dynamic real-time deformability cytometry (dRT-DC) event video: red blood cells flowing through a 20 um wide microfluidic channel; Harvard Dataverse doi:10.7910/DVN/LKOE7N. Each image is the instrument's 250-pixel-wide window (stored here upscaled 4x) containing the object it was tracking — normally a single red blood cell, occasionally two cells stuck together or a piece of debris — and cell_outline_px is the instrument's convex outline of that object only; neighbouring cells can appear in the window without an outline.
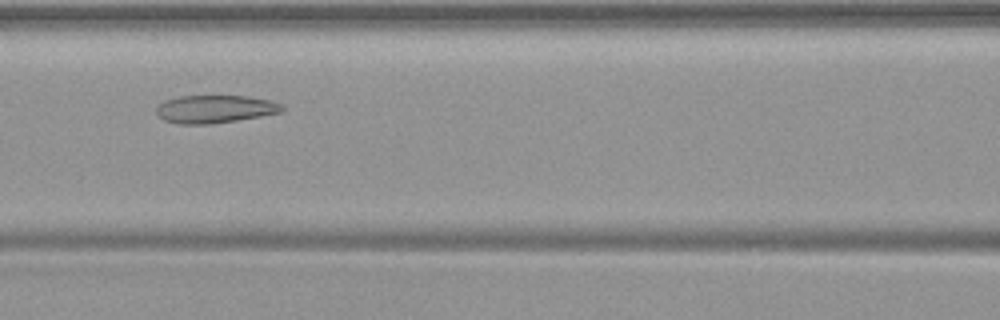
{"species": "common noctule bat (a hibernating species)", "species_latin": "Nyctalus noctula", "temperature_condition": "warm", "stored_images_in_passage": 44, "camera_frame_rate_fps": 3000, "um_per_image_px": 0.085, "animal": {"sex": "female", "body_mass_g": 19.9}, "frame": {"image": 1, "passage_image": 16, "time_ms": 5.0, "image_size_px": [1000, 320], "cell_outline_px": [[284, 108], [280, 112], [260, 116], [212, 124], [176, 124], [164, 120], [156, 112], [156, 108], [164, 100], [180, 96], [248, 96], [272, 100], [284, 104]], "centroid_in_image_um": [18.28, 9.26], "position_along_channel_um": 148.3, "area_um2": 20.46}}
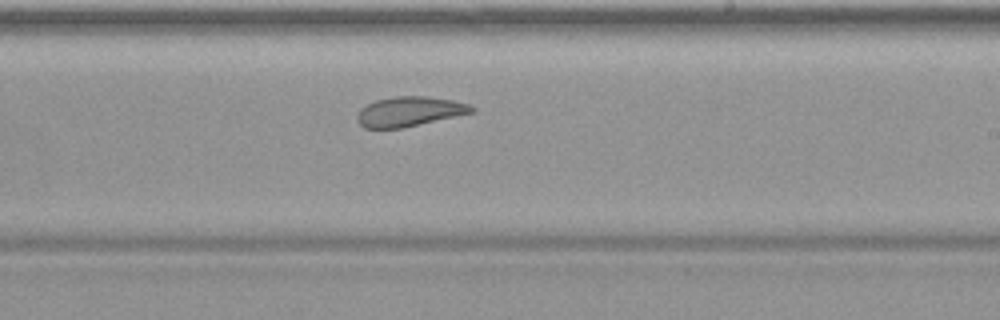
{"frame": {"image": 2, "passage_image": 24, "time_ms": 7.667, "image_size_px": [1000, 320], "cell_outline_px": [[476, 112], [404, 128], [364, 128], [356, 120], [356, 116], [360, 108], [376, 100], [392, 96], [424, 96], [452, 100], [468, 104], [476, 108]], "centroid_in_image_um": [34.81, 9.48], "position_along_channel_um": 254.2, "area_um2": 20.06}}
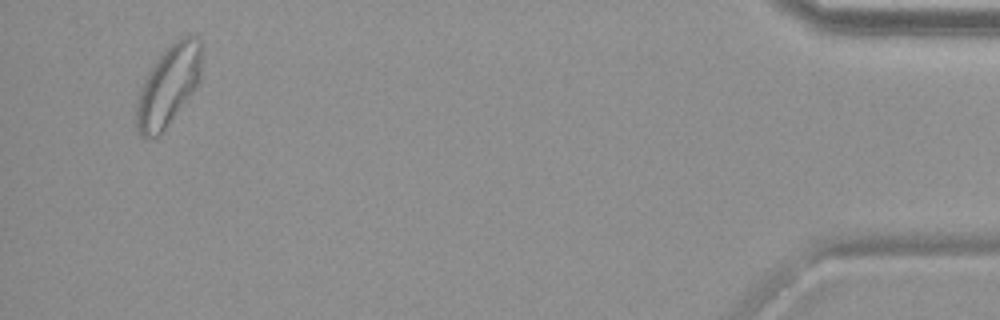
{"frame": {"image": 3, "passage_image": 42, "time_ms": 13.667, "image_size_px": [1000, 320], "cell_outline_px": [[200, 80], [164, 132], [160, 136], [144, 136], [136, 132], [136, 100], [140, 84], [156, 60], [180, 36], [196, 36], [200, 40]], "centroid_in_image_um": [14.27, 7.32], "position_along_channel_um": 420.9, "area_um2": 30.35}}